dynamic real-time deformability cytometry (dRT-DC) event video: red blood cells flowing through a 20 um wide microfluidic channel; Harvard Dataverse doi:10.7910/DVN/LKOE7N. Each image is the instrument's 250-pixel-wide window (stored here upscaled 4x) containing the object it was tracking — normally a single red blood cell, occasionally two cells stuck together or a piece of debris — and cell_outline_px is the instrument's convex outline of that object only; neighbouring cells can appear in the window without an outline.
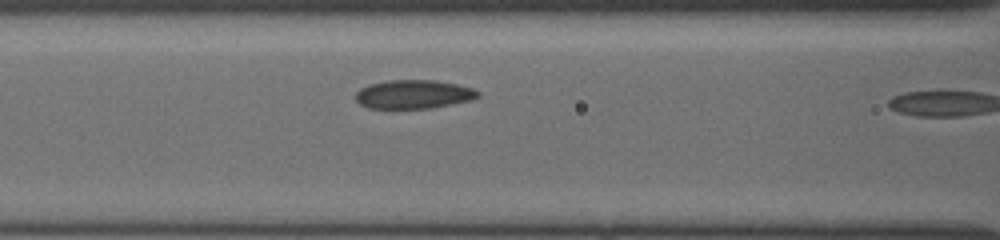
{"species": "common noctule bat (a hibernating species)", "species_latin": "Nyctalus noctula", "temperature_condition": "cold", "stored_images_in_passage": 5, "camera_frame_rate_fps": 3000, "um_per_image_px": 0.085, "animal": {"sex": "female", "body_mass_g": 19.5, "forearm_length_mm": 54.1}, "frame": {"image": 1, "passage_image": 4, "time_ms": 2.333, "image_size_px": [1000, 240], "cell_outline_px": [[480, 96], [472, 100], [432, 108], [368, 108], [360, 104], [356, 100], [356, 92], [360, 88], [368, 84], [388, 80], [432, 80], [456, 84], [472, 88], [480, 92]], "centroid_in_image_um": [35.15, 8.01], "position_along_channel_um": 131.4, "area_um2": 20.52}}